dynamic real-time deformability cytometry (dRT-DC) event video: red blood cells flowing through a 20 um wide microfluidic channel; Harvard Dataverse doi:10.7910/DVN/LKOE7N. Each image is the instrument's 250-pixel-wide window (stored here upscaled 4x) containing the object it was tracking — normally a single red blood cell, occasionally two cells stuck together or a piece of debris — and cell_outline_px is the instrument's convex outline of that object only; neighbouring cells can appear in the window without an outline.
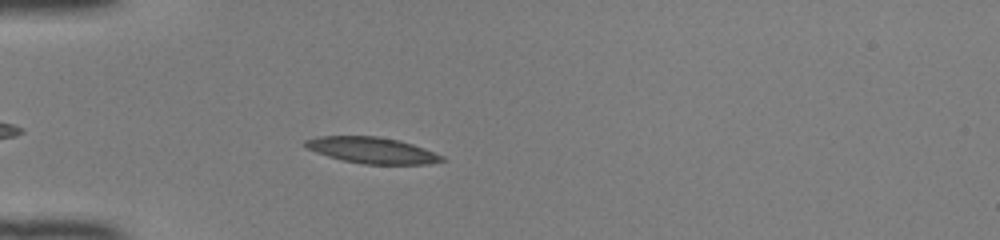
{"species": "common noctule bat (a hibernating species)", "species_latin": "Nyctalus noctula", "temperature_condition": "room temperature", "stored_images_in_passage": 38, "camera_frame_rate_fps": 3000, "um_per_image_px": 0.085, "animal": {"sex": "female", "body_mass_g": 22.0, "forearm_length_mm": 56.7}, "frame": {"image": 1, "passage_image": 6, "time_ms": 1.667, "image_size_px": [1000, 240], "cell_outline_px": [[444, 160], [428, 164], [364, 164], [344, 160], [328, 156], [316, 152], [308, 148], [304, 144], [304, 140], [320, 136], [376, 136], [396, 140], [412, 144], [424, 148], [444, 156]], "centroid_in_image_um": [31.62, 12.77], "position_along_channel_um": 53.4, "area_um2": 20.52}}
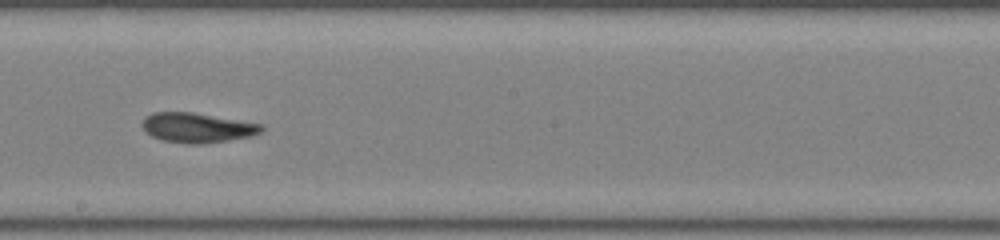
{"frame": {"image": 2, "passage_image": 20, "time_ms": 6.333, "image_size_px": [1000, 240], "cell_outline_px": [[264, 128], [260, 132], [248, 136], [228, 140], [200, 144], [188, 144], [160, 140], [152, 136], [144, 128], [144, 120], [152, 112], [192, 112], [264, 124]], "centroid_in_image_um": [16.79, 10.85], "position_along_channel_um": 231.4, "area_um2": 20.4}}
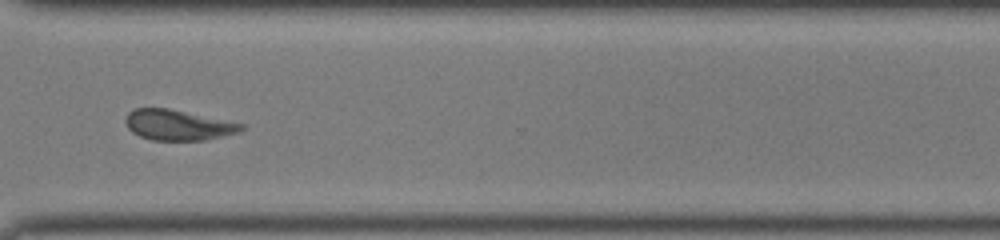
{"frame": {"image": 3, "passage_image": 29, "time_ms": 9.333, "image_size_px": [1000, 240], "cell_outline_px": [[244, 128], [236, 132], [208, 140], [152, 140], [140, 136], [132, 132], [128, 128], [124, 120], [128, 112], [136, 108], [168, 108], [244, 124]], "centroid_in_image_um": [15.08, 10.62], "position_along_channel_um": 355.5, "area_um2": 20.35}, "authors_computed_cell_mechanics": {"area_um2": 20.3167, "velocity_mm_per_s": 4.1113, "shape_relaxation_time_tau1_ms": null, "shape_relaxation_time_tau2_ms": 3.3536, "deformation_change_tau1": null, "deformation_change_tau2": 0.1174}}